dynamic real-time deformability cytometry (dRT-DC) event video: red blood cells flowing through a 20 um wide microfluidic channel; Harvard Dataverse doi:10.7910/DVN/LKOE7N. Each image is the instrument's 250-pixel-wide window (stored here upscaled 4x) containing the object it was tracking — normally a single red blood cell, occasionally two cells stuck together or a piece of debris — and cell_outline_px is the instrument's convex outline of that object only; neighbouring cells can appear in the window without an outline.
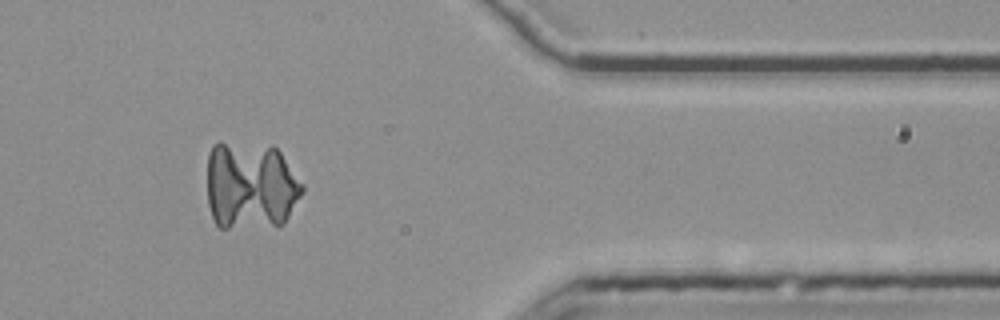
{"species": "common noctule bat (a hibernating species)", "species_latin": "Nyctalus noctula", "temperature_condition": "room temperature", "stored_images_in_passage": 53, "segment_of_instrument_passage": [3, 3], "camera_frame_rate_fps": 3000, "um_per_image_px": 0.085, "animal": {"sex": "female", "body_mass_g": 25.1}, "frame": {"image": 1, "passage_image": 44, "time_ms": 14.333, "image_size_px": [1000, 320], "cell_outline_px": [[304, 192], [284, 224], [276, 228], [220, 228], [216, 224], [212, 216], [208, 204], [208, 152], [212, 144], [220, 140], [272, 144], [280, 152], [304, 184]], "centroid_in_image_um": [21.32, 15.77], "position_along_channel_um": 390.1, "area_um2": 50.81}}
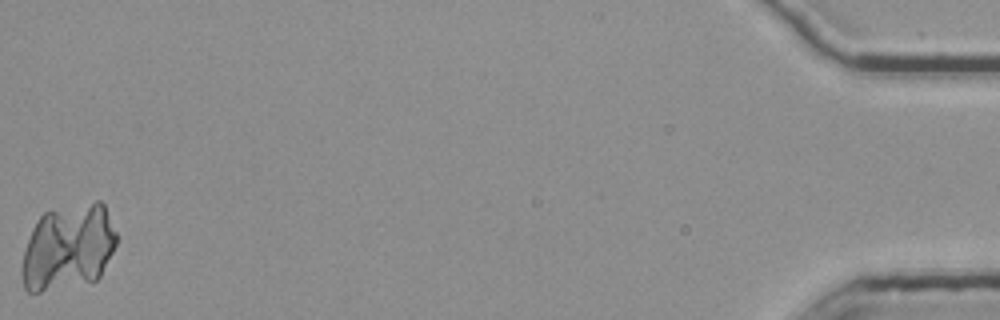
{"frame": {"image": 2, "passage_image": 53, "time_ms": 17.333, "image_size_px": [1000, 320], "cell_outline_px": [[116, 244], [100, 276], [96, 280], [40, 292], [28, 292], [24, 288], [20, 272], [20, 268], [24, 252], [32, 228], [36, 220], [44, 212], [96, 200], [100, 200], [104, 204], [116, 232]], "centroid_in_image_um": [5.78, 21.01], "position_along_channel_um": 429.4, "area_um2": 47.34}}